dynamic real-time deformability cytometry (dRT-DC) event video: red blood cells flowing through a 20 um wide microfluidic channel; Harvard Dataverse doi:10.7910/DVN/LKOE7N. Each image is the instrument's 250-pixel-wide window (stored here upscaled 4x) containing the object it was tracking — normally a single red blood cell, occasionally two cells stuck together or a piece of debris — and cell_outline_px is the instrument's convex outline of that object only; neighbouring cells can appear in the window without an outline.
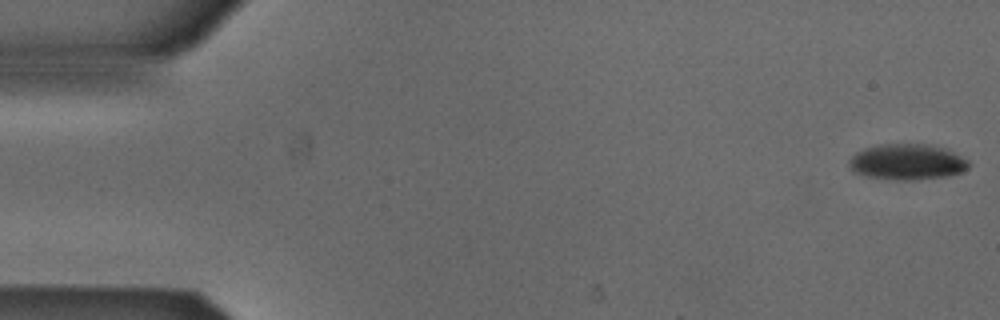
{"species": "Egyptian fruit bat (a non-hibernating species)", "species_latin": "Rousettus aegyptiacus", "temperature_condition": "cold", "stored_images_in_passage": 10, "camera_frame_rate_fps": 3000, "um_per_image_px": 0.085, "animal": {"sex": "male"}, "frame": {"image": 1, "passage_image": 1, "time_ms": 0.0, "image_size_px": [1000, 320], "cell_outline_px": [[968, 168], [960, 172], [948, 176], [916, 180], [892, 180], [868, 176], [852, 172], [848, 164], [848, 160], [856, 152], [868, 148], [884, 144], [924, 144], [944, 148], [968, 160]], "centroid_in_image_um": [77.08, 13.78], "position_along_channel_um": 7.9, "area_um2": 24.8}}